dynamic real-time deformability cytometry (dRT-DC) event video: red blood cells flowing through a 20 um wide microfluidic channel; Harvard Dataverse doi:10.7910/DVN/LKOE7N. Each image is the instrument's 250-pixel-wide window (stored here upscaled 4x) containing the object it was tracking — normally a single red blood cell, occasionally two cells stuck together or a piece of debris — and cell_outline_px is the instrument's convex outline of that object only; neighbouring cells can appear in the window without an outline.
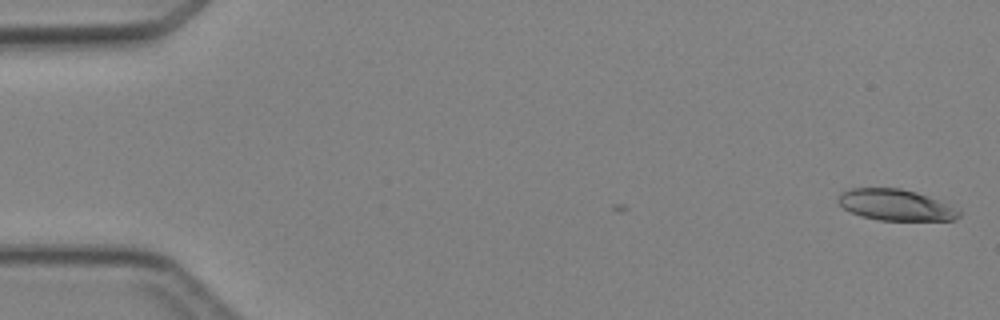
{"species": "Egyptian fruit bat (a non-hibernating species)", "species_latin": "Rousettus aegyptiacus", "temperature_condition": "cold", "stored_images_in_passage": 3, "camera_frame_rate_fps": 3000, "um_per_image_px": 0.085, "animal": {"sex": "female"}, "frame": {"image": 1, "passage_image": 1, "time_ms": 0.0, "image_size_px": [1000, 320], "cell_outline_px": [[960, 216], [956, 220], [880, 220], [860, 216], [844, 208], [836, 200], [840, 192], [852, 188], [900, 188], [916, 192], [936, 200], [960, 212]], "centroid_in_image_um": [76.05, 17.42], "position_along_channel_um": 8.9, "area_um2": 21.56}}